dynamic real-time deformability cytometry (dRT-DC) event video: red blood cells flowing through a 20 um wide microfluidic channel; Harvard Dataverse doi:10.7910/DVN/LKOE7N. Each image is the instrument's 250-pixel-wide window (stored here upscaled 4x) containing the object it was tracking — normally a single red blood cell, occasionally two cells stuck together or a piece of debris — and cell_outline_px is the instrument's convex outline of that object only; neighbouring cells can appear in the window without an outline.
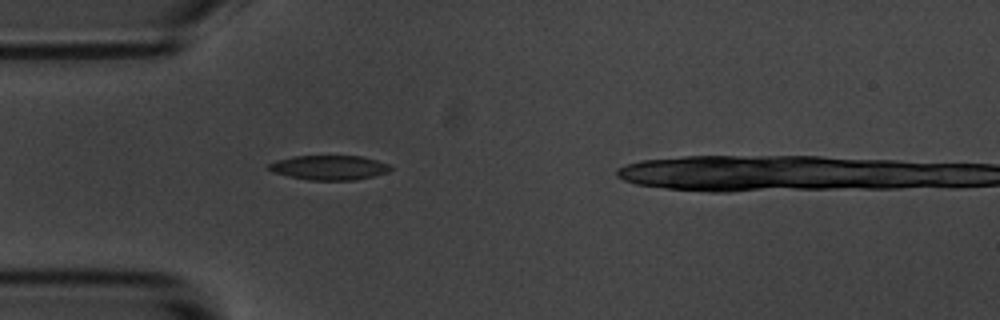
{"species": "common noctule bat (a hibernating species)", "species_latin": "Nyctalus noctula", "temperature_condition": "room temperature", "stored_images_in_passage": 4, "camera_frame_rate_fps": 3000, "um_per_image_px": 0.085, "animal": {"sex": "male", "body_mass_g": 20.1, "forearm_length_mm": 53.5}, "frame": {"image": 1, "passage_image": 4, "time_ms": 4.333, "image_size_px": [1000, 320], "cell_outline_px": [[392, 168], [388, 172], [356, 180], [308, 180], [288, 176], [272, 172], [268, 168], [268, 164], [276, 160], [292, 156], [360, 156], [376, 160], [388, 164]], "centroid_in_image_um": [27.95, 14.24], "position_along_channel_um": 57.1, "area_um2": 17.4}}